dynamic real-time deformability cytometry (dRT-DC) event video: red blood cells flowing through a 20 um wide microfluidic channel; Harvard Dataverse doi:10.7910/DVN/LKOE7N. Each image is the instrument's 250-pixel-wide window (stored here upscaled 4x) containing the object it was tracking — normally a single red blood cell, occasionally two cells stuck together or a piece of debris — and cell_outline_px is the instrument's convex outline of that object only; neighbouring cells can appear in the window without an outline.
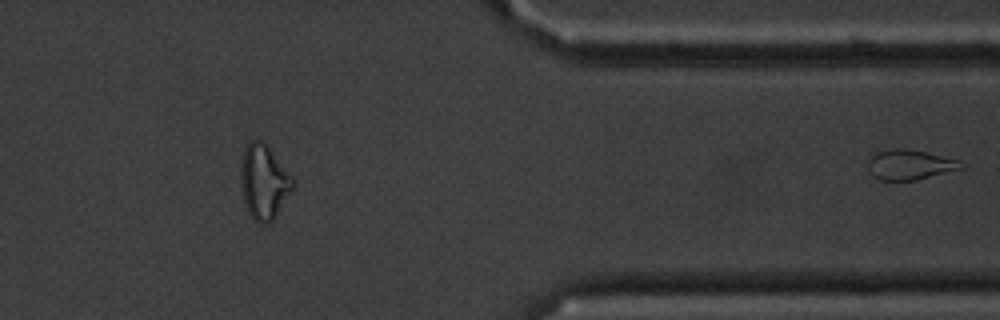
{"species": "common noctule bat (a hibernating species)", "species_latin": "Nyctalus noctula", "temperature_condition": "cold", "stored_images_in_passage": 32, "segment_of_instrument_passage": [2, 2], "camera_frame_rate_fps": 3000, "um_per_image_px": 0.085, "animal": {"sex": "male", "body_mass_g": 20.1, "forearm_length_mm": 53.5}, "frame": {"image": 1, "passage_image": 32, "time_ms": 10.333, "image_size_px": [1000, 320], "cell_outline_px": [[964, 168], [916, 180], [880, 180], [872, 176], [868, 168], [868, 156], [872, 152], [888, 148], [904, 148], [924, 152], [960, 160]], "centroid_in_image_um": [77.26, 13.98], "position_along_channel_um": 334.1, "area_um2": 16.53}}